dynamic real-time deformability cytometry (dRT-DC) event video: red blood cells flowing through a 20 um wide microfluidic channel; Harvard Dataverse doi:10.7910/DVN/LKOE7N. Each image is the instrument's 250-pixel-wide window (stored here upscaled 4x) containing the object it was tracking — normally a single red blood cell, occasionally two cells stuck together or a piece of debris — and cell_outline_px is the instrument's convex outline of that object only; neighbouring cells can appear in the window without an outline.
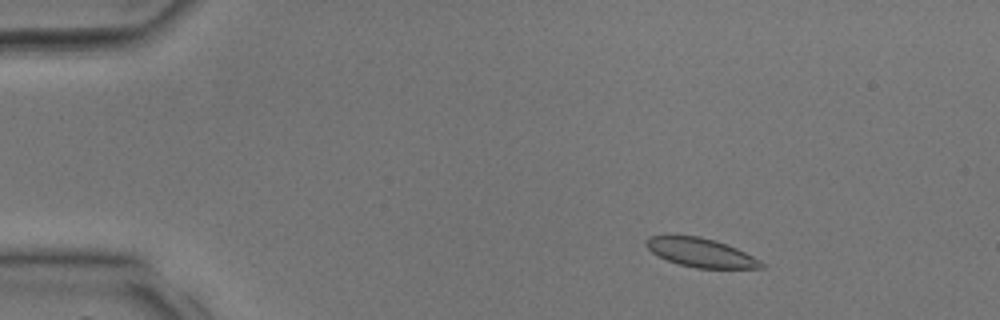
{"species": "common noctule bat (a hibernating species)", "species_latin": "Nyctalus noctula", "temperature_condition": "room temperature", "stored_images_in_passage": 3, "camera_frame_rate_fps": 3000, "um_per_image_px": 0.085, "animal": {"sex": "male", "body_mass_g": 17.9, "forearm_length_mm": 54.2}, "frame": {"image": 1, "passage_image": 2, "time_ms": 1.0, "image_size_px": [1000, 320], "cell_outline_px": [[764, 268], [696, 268], [680, 264], [668, 260], [652, 252], [644, 244], [648, 236], [700, 236], [716, 240], [736, 248], [760, 260], [764, 264]], "centroid_in_image_um": [59.57, 21.47], "position_along_channel_um": 25.4, "area_um2": 19.07}}